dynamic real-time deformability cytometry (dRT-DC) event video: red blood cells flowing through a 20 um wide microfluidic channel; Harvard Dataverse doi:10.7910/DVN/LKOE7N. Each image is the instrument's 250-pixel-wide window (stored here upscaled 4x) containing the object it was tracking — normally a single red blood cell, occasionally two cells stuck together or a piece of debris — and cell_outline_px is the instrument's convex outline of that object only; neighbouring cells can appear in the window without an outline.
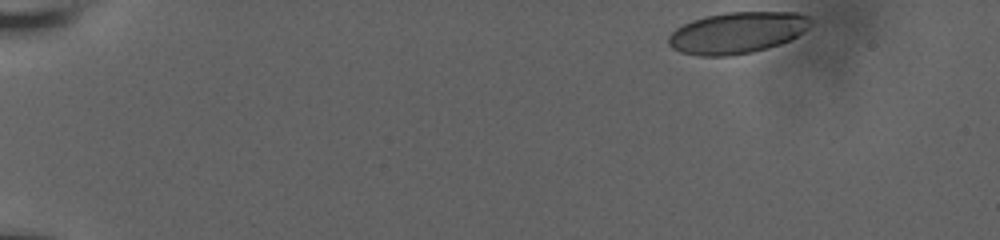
{"species": "human", "species_latin": "Homo sapiens", "temperature_condition": "room temperature", "stored_images_in_passage": 43, "camera_frame_rate_fps": 3000, "um_per_image_px": 0.085, "donor": {"sex": "male"}, "frame": {"image": 1, "passage_image": 1, "time_ms": 0.0, "image_size_px": [1000, 240], "cell_outline_px": [[812, 24], [808, 28], [796, 36], [780, 44], [768, 48], [752, 52], [728, 56], [700, 56], [680, 52], [672, 48], [668, 44], [668, 36], [676, 28], [692, 20], [704, 16], [728, 12], [796, 12], [808, 16], [812, 20]], "centroid_in_image_um": [62.65, 2.78], "position_along_channel_um": 22.4, "area_um2": 34.39}}
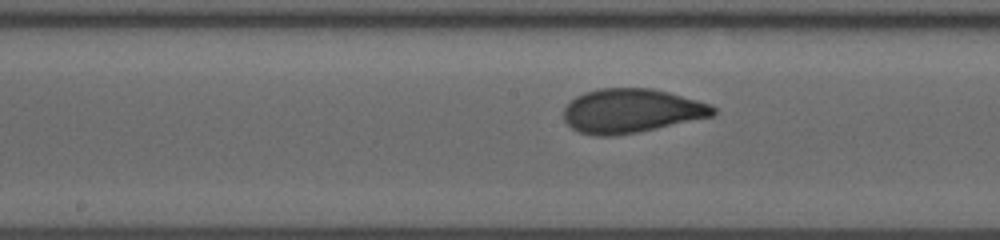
{"frame": {"image": 2, "passage_image": 25, "time_ms": 8.0, "image_size_px": [1000, 240], "cell_outline_px": [[716, 112], [712, 116], [656, 128], [636, 132], [612, 136], [596, 136], [580, 132], [572, 128], [564, 120], [564, 108], [576, 96], [584, 92], [600, 88], [652, 88], [668, 92], [712, 104], [716, 108]], "centroid_in_image_um": [53.66, 9.41], "position_along_channel_um": 194.5, "area_um2": 38.21}}
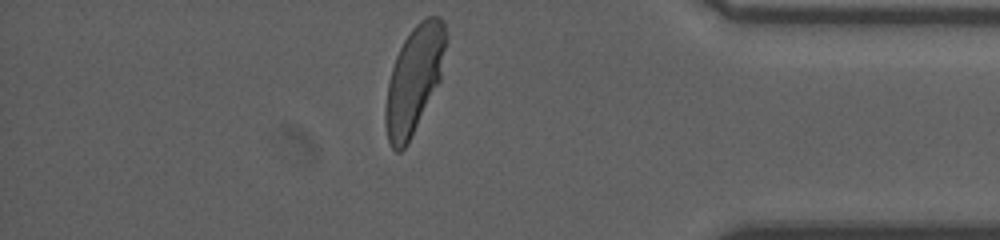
{"frame": {"image": 3, "passage_image": 43, "time_ms": 14.0, "image_size_px": [1000, 240], "cell_outline_px": [[448, 40], [440, 80], [408, 144], [400, 152], [396, 152], [392, 148], [388, 140], [384, 124], [384, 108], [388, 80], [396, 56], [404, 40], [412, 28], [420, 20], [428, 16], [440, 16], [444, 20], [448, 36]], "centroid_in_image_um": [35.21, 6.75], "position_along_channel_um": 400.0, "area_um2": 38.09}, "authors_computed_cell_mechanics": {"area_um2": 37.6856, "velocity_mm_per_s": 3.8271, "shape_relaxation_time_tau1_ms": 3.0949, "shape_relaxation_time_tau2_ms": null, "deformation_change_tau1": 0.151, "deformation_change_tau2": null}}